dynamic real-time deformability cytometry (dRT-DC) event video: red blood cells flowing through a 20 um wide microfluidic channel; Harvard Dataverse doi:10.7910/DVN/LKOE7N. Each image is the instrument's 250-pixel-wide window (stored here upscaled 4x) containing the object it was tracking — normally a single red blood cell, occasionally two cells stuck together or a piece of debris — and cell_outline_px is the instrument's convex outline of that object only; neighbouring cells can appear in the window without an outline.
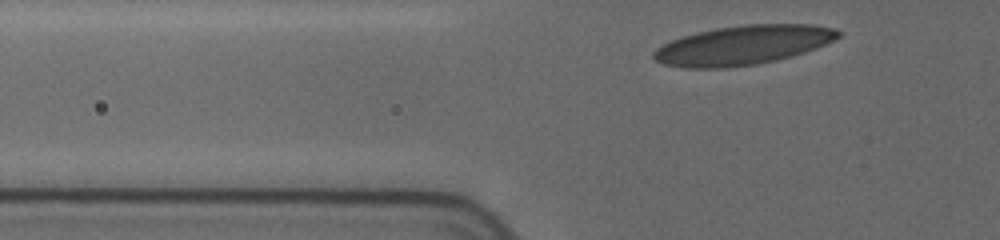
{"species": "human", "species_latin": "Homo sapiens", "temperature_condition": "cold", "stored_images_in_passage": 42, "camera_frame_rate_fps": 3000, "um_per_image_px": 0.085, "donor": {"sex": "female"}, "frame": {"image": 1, "passage_image": 3, "time_ms": 0.667, "image_size_px": [1000, 240], "cell_outline_px": [[840, 36], [816, 48], [792, 56], [776, 60], [756, 64], [724, 68], [684, 68], [664, 64], [656, 60], [652, 56], [652, 52], [656, 48], [672, 40], [696, 32], [716, 28], [744, 24], [812, 24], [836, 28], [840, 32]], "centroid_in_image_um": [63.15, 3.83], "position_along_channel_um": 62.7, "area_um2": 42.14}}
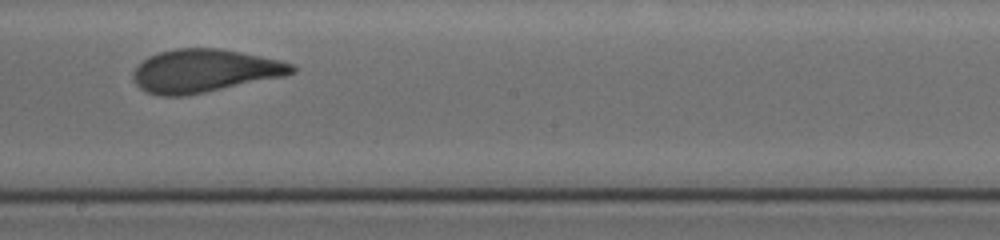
{"frame": {"image": 2, "passage_image": 23, "time_ms": 5.667, "image_size_px": [1000, 240], "cell_outline_px": [[296, 72], [284, 76], [184, 96], [160, 96], [148, 92], [140, 88], [132, 80], [132, 72], [148, 56], [156, 52], [176, 48], [220, 48], [280, 60], [296, 64]], "centroid_in_image_um": [17.37, 6.01], "position_along_channel_um": 230.8, "area_um2": 39.82}}
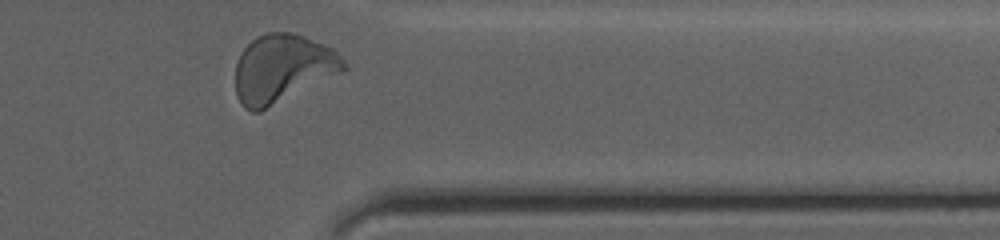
{"frame": {"image": 3, "passage_image": 41, "time_ms": 10.0, "image_size_px": [1000, 240], "cell_outline_px": [[348, 68], [344, 72], [260, 112], [252, 112], [244, 108], [236, 96], [236, 64], [240, 52], [256, 36], [268, 32], [288, 32], [304, 36], [332, 48], [348, 64]], "centroid_in_image_um": [24.02, 5.84], "position_along_channel_um": 387.4, "area_um2": 43.35}, "authors_computed_cell_mechanics": {"area_um2": 39.9687, "velocity_mm_per_s": 3.6746, "shape_relaxation_time_tau1_ms": 3.9846, "shape_relaxation_time_tau2_ms": null, "deformation_change_tau1": 0.1649, "deformation_change_tau2": null}}